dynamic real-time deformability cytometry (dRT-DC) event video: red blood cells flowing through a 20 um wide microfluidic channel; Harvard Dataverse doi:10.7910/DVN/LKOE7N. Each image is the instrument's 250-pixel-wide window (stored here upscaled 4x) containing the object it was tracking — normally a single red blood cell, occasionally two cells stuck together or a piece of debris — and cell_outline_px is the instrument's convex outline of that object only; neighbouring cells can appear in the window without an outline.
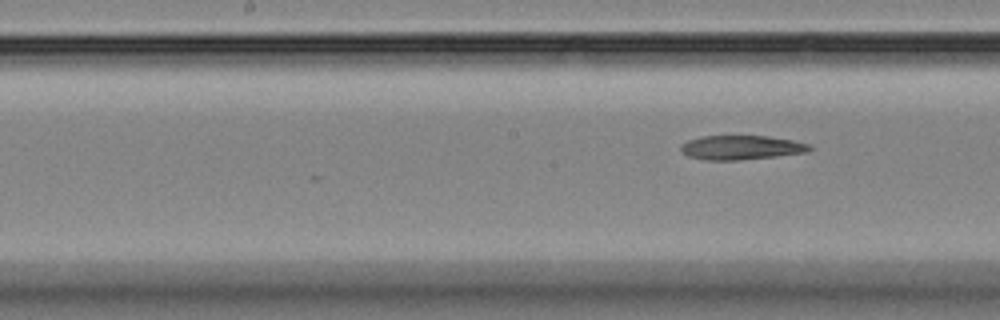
{"species": "Egyptian fruit bat (a non-hibernating species)", "species_latin": "Rousettus aegyptiacus", "temperature_condition": "room temperature", "stored_images_in_passage": 10, "segment_of_instrument_passage": [2, 2], "camera_frame_rate_fps": 3000, "um_per_image_px": 0.085, "animal": {"sex": "female"}, "frame": {"image": 1, "passage_image": 10, "time_ms": 11.333, "image_size_px": [1000, 320], "cell_outline_px": [[812, 148], [804, 152], [776, 156], [736, 160], [708, 160], [688, 156], [680, 148], [680, 144], [688, 140], [700, 136], [768, 136], [792, 140], [808, 144]], "centroid_in_image_um": [62.96, 12.53], "position_along_channel_um": 185.2, "area_um2": 17.92}}